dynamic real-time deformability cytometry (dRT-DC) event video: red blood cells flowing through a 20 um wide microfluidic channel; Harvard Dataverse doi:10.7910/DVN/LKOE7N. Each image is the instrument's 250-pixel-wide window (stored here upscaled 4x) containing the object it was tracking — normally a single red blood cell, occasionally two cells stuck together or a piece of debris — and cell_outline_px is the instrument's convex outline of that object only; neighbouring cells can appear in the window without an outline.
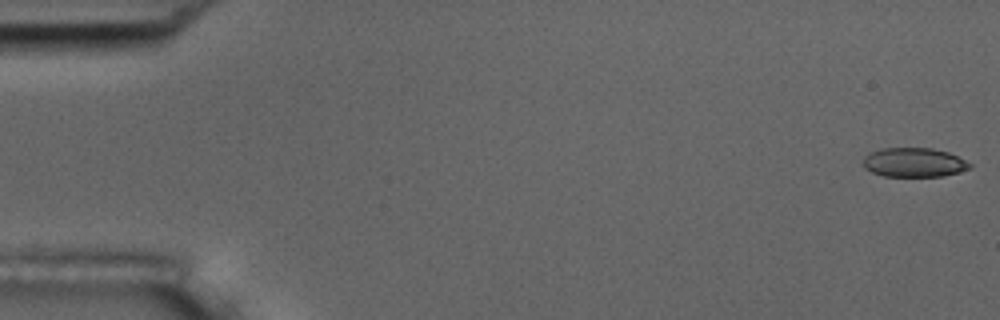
{"species": "common noctule bat (a hibernating species)", "species_latin": "Nyctalus noctula", "temperature_condition": "room temperature", "stored_images_in_passage": 56, "camera_frame_rate_fps": 3000, "um_per_image_px": 0.085, "animal": {"sex": "male", "body_mass_g": 17.5, "forearm_length_mm": 52.3}, "frame": {"image": 1, "passage_image": 1, "time_ms": 0.0, "image_size_px": [1000, 320], "cell_outline_px": [[972, 168], [960, 172], [944, 176], [884, 176], [872, 172], [864, 168], [864, 156], [868, 152], [880, 148], [932, 148], [948, 152], [972, 164]], "centroid_in_image_um": [77.68, 13.8], "position_along_channel_um": 7.3, "area_um2": 18.26}}
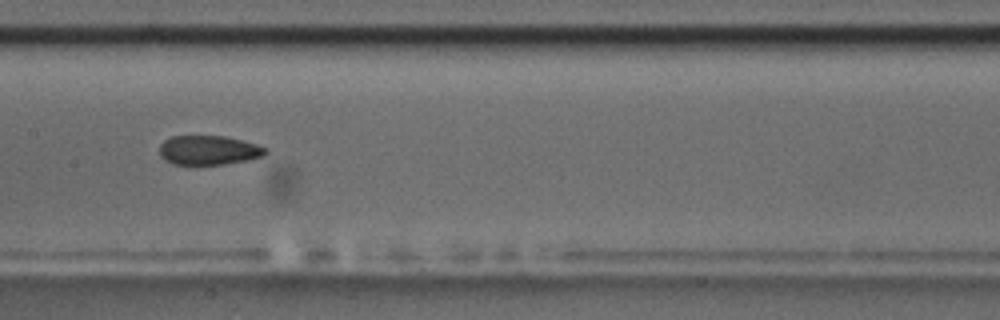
{"frame": {"image": 2, "passage_image": 28, "time_ms": 9.0, "image_size_px": [1000, 320], "cell_outline_px": [[268, 152], [264, 156], [248, 160], [224, 164], [172, 164], [164, 160], [160, 156], [160, 144], [164, 140], [172, 136], [224, 136], [256, 144], [268, 148]], "centroid_in_image_um": [17.74, 12.77], "position_along_channel_um": 189.7, "area_um2": 18.15}}
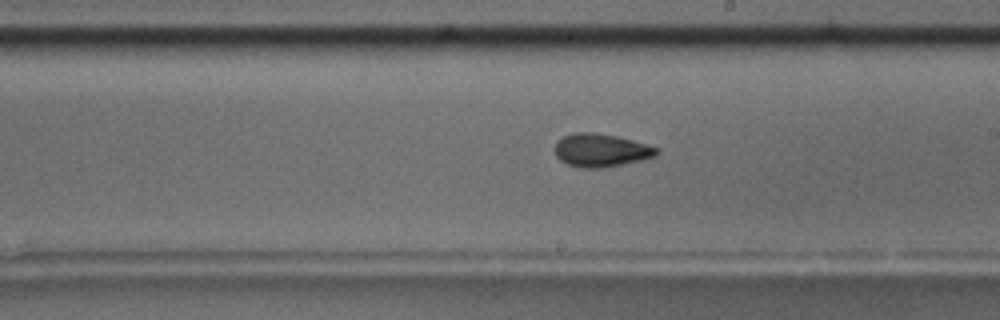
{"frame": {"image": 3, "passage_image": 32, "time_ms": 10.333, "image_size_px": [1000, 320], "cell_outline_px": [[660, 152], [656, 156], [644, 160], [600, 168], [580, 168], [568, 164], [560, 160], [556, 156], [552, 148], [556, 140], [572, 132], [596, 132], [616, 136], [632, 140], [660, 148]], "centroid_in_image_um": [51.06, 12.76], "position_along_channel_um": 237.9, "area_um2": 20.06}, "authors_computed_cell_mechanics": {"area_um2": 19.1896, "velocity_mm_per_s": 3.6334, "shape_relaxation_time_tau1_ms": 6.5673, "shape_relaxation_time_tau2_ms": 4.2787, "deformation_change_tau1": 0.12, "deformation_change_tau2": 0.088}}